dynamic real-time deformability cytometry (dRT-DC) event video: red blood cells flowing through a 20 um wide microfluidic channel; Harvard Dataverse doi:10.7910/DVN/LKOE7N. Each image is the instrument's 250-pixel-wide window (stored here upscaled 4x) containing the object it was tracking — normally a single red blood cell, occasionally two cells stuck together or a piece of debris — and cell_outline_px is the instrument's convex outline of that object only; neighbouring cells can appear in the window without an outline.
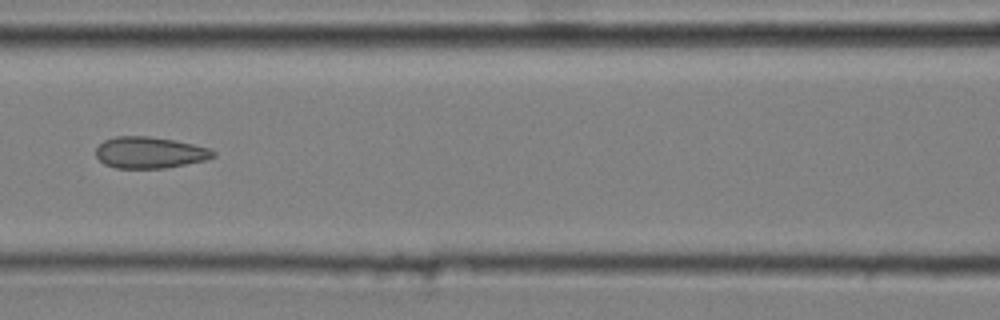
{"species": "common noctule bat (a hibernating species)", "species_latin": "Nyctalus noctula", "temperature_condition": "cold", "stored_images_in_passage": 9, "camera_frame_rate_fps": 3000, "um_per_image_px": 0.085, "animal": {"sex": "male", "body_mass_g": 20.4}, "frame": {"image": 1, "passage_image": 6, "time_ms": 1.667, "image_size_px": [1000, 320], "cell_outline_px": [[216, 156], [204, 160], [164, 168], [116, 168], [104, 164], [96, 156], [96, 148], [104, 140], [116, 136], [148, 136], [176, 140], [208, 148], [216, 152]], "centroid_in_image_um": [12.71, 12.96], "position_along_channel_um": 153.9, "area_um2": 21.39}}
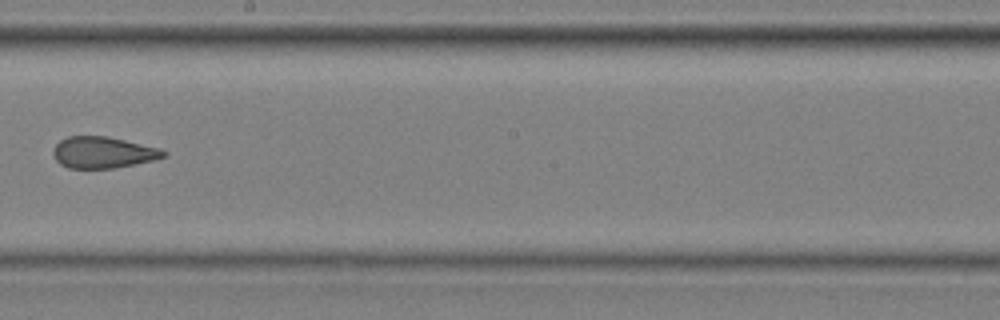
{"frame": {"image": 2, "passage_image": 8, "time_ms": 2.333, "image_size_px": [1000, 320], "cell_outline_px": [[168, 156], [152, 160], [112, 168], [68, 168], [60, 164], [52, 156], [52, 152], [56, 144], [60, 140], [68, 136], [108, 136], [160, 148], [168, 152]], "centroid_in_image_um": [8.74, 12.95], "position_along_channel_um": 239.5, "area_um2": 20.23}}
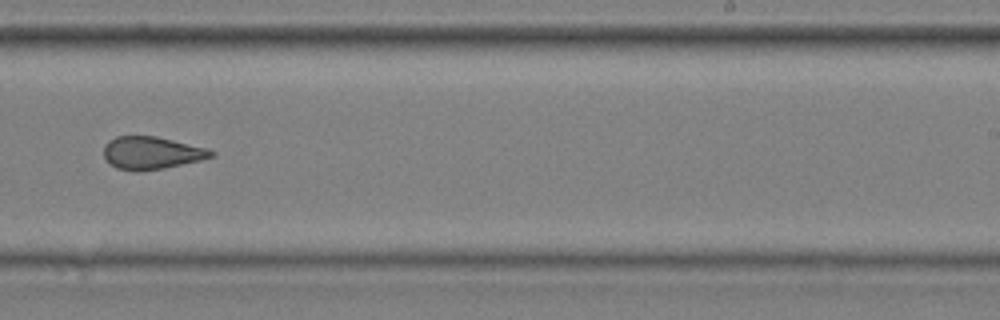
{"frame": {"image": 3, "passage_image": 9, "time_ms": 2.667, "image_size_px": [1000, 320], "cell_outline_px": [[216, 156], [200, 160], [164, 168], [140, 172], [136, 172], [116, 168], [104, 156], [104, 144], [108, 140], [116, 136], [156, 136], [208, 148], [216, 152]], "centroid_in_image_um": [12.9, 13.0], "position_along_channel_um": 276.1, "area_um2": 20.58}}